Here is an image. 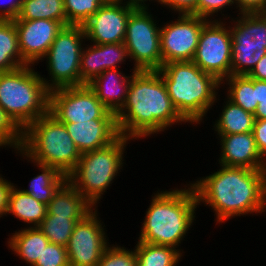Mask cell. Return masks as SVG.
<instances>
[{
    "label": "cell",
    "instance_id": "1",
    "mask_svg": "<svg viewBox=\"0 0 266 266\" xmlns=\"http://www.w3.org/2000/svg\"><path fill=\"white\" fill-rule=\"evenodd\" d=\"M220 169L190 183L198 205H209L216 222L266 212V170L220 165Z\"/></svg>",
    "mask_w": 266,
    "mask_h": 266
},
{
    "label": "cell",
    "instance_id": "2",
    "mask_svg": "<svg viewBox=\"0 0 266 266\" xmlns=\"http://www.w3.org/2000/svg\"><path fill=\"white\" fill-rule=\"evenodd\" d=\"M131 74L125 104L115 114L120 135L139 140L187 122L173 105L158 71Z\"/></svg>",
    "mask_w": 266,
    "mask_h": 266
},
{
    "label": "cell",
    "instance_id": "3",
    "mask_svg": "<svg viewBox=\"0 0 266 266\" xmlns=\"http://www.w3.org/2000/svg\"><path fill=\"white\" fill-rule=\"evenodd\" d=\"M188 185L152 195L138 241L178 248L194 223L198 206L195 191Z\"/></svg>",
    "mask_w": 266,
    "mask_h": 266
},
{
    "label": "cell",
    "instance_id": "4",
    "mask_svg": "<svg viewBox=\"0 0 266 266\" xmlns=\"http://www.w3.org/2000/svg\"><path fill=\"white\" fill-rule=\"evenodd\" d=\"M157 71L173 105L187 124H200L217 102L221 82L193 61L166 63Z\"/></svg>",
    "mask_w": 266,
    "mask_h": 266
},
{
    "label": "cell",
    "instance_id": "5",
    "mask_svg": "<svg viewBox=\"0 0 266 266\" xmlns=\"http://www.w3.org/2000/svg\"><path fill=\"white\" fill-rule=\"evenodd\" d=\"M17 152L28 161L54 167L66 176L75 169L82 155L65 124L49 112L23 131V144Z\"/></svg>",
    "mask_w": 266,
    "mask_h": 266
},
{
    "label": "cell",
    "instance_id": "6",
    "mask_svg": "<svg viewBox=\"0 0 266 266\" xmlns=\"http://www.w3.org/2000/svg\"><path fill=\"white\" fill-rule=\"evenodd\" d=\"M34 65L0 73V106L24 131L49 112V93Z\"/></svg>",
    "mask_w": 266,
    "mask_h": 266
},
{
    "label": "cell",
    "instance_id": "7",
    "mask_svg": "<svg viewBox=\"0 0 266 266\" xmlns=\"http://www.w3.org/2000/svg\"><path fill=\"white\" fill-rule=\"evenodd\" d=\"M132 139L120 135L111 144L82 153L75 169L67 180L95 207L113 179L118 176L124 163V153L128 141ZM111 184V185H110Z\"/></svg>",
    "mask_w": 266,
    "mask_h": 266
},
{
    "label": "cell",
    "instance_id": "8",
    "mask_svg": "<svg viewBox=\"0 0 266 266\" xmlns=\"http://www.w3.org/2000/svg\"><path fill=\"white\" fill-rule=\"evenodd\" d=\"M86 40L81 25L64 26L56 35L47 54L49 79L42 80L49 91L64 87L80 86L81 52ZM83 43V44H82Z\"/></svg>",
    "mask_w": 266,
    "mask_h": 266
},
{
    "label": "cell",
    "instance_id": "9",
    "mask_svg": "<svg viewBox=\"0 0 266 266\" xmlns=\"http://www.w3.org/2000/svg\"><path fill=\"white\" fill-rule=\"evenodd\" d=\"M238 14L230 26L231 75H248L266 54V12Z\"/></svg>",
    "mask_w": 266,
    "mask_h": 266
},
{
    "label": "cell",
    "instance_id": "10",
    "mask_svg": "<svg viewBox=\"0 0 266 266\" xmlns=\"http://www.w3.org/2000/svg\"><path fill=\"white\" fill-rule=\"evenodd\" d=\"M148 7H136L129 15L124 44L137 71H157L163 66L160 29ZM156 21V22H155ZM158 26V27H157Z\"/></svg>",
    "mask_w": 266,
    "mask_h": 266
},
{
    "label": "cell",
    "instance_id": "11",
    "mask_svg": "<svg viewBox=\"0 0 266 266\" xmlns=\"http://www.w3.org/2000/svg\"><path fill=\"white\" fill-rule=\"evenodd\" d=\"M49 113L61 123L116 119L87 85L58 88L49 93Z\"/></svg>",
    "mask_w": 266,
    "mask_h": 266
},
{
    "label": "cell",
    "instance_id": "12",
    "mask_svg": "<svg viewBox=\"0 0 266 266\" xmlns=\"http://www.w3.org/2000/svg\"><path fill=\"white\" fill-rule=\"evenodd\" d=\"M224 19L209 20L202 28L192 61L220 82L231 76L232 38Z\"/></svg>",
    "mask_w": 266,
    "mask_h": 266
},
{
    "label": "cell",
    "instance_id": "13",
    "mask_svg": "<svg viewBox=\"0 0 266 266\" xmlns=\"http://www.w3.org/2000/svg\"><path fill=\"white\" fill-rule=\"evenodd\" d=\"M209 20L193 14H179L160 29V51L163 64L192 61L203 26Z\"/></svg>",
    "mask_w": 266,
    "mask_h": 266
},
{
    "label": "cell",
    "instance_id": "14",
    "mask_svg": "<svg viewBox=\"0 0 266 266\" xmlns=\"http://www.w3.org/2000/svg\"><path fill=\"white\" fill-rule=\"evenodd\" d=\"M95 208L77 222L66 246L69 266H97L102 254L110 246Z\"/></svg>",
    "mask_w": 266,
    "mask_h": 266
},
{
    "label": "cell",
    "instance_id": "15",
    "mask_svg": "<svg viewBox=\"0 0 266 266\" xmlns=\"http://www.w3.org/2000/svg\"><path fill=\"white\" fill-rule=\"evenodd\" d=\"M125 1H106L82 25L86 41L95 44L124 42L129 15L136 8Z\"/></svg>",
    "mask_w": 266,
    "mask_h": 266
},
{
    "label": "cell",
    "instance_id": "16",
    "mask_svg": "<svg viewBox=\"0 0 266 266\" xmlns=\"http://www.w3.org/2000/svg\"><path fill=\"white\" fill-rule=\"evenodd\" d=\"M22 59L28 65L39 63L47 54L64 25L55 20H14Z\"/></svg>",
    "mask_w": 266,
    "mask_h": 266
},
{
    "label": "cell",
    "instance_id": "17",
    "mask_svg": "<svg viewBox=\"0 0 266 266\" xmlns=\"http://www.w3.org/2000/svg\"><path fill=\"white\" fill-rule=\"evenodd\" d=\"M83 47L80 60V86L88 84L108 69H119V64L130 59L123 42L95 44ZM127 58V59H126Z\"/></svg>",
    "mask_w": 266,
    "mask_h": 266
},
{
    "label": "cell",
    "instance_id": "18",
    "mask_svg": "<svg viewBox=\"0 0 266 266\" xmlns=\"http://www.w3.org/2000/svg\"><path fill=\"white\" fill-rule=\"evenodd\" d=\"M217 135L222 146L219 165L266 170V160L257 149L253 132Z\"/></svg>",
    "mask_w": 266,
    "mask_h": 266
},
{
    "label": "cell",
    "instance_id": "19",
    "mask_svg": "<svg viewBox=\"0 0 266 266\" xmlns=\"http://www.w3.org/2000/svg\"><path fill=\"white\" fill-rule=\"evenodd\" d=\"M63 124L81 154L103 148L120 136L116 119Z\"/></svg>",
    "mask_w": 266,
    "mask_h": 266
},
{
    "label": "cell",
    "instance_id": "20",
    "mask_svg": "<svg viewBox=\"0 0 266 266\" xmlns=\"http://www.w3.org/2000/svg\"><path fill=\"white\" fill-rule=\"evenodd\" d=\"M132 75L126 76L118 68L105 70L87 85L100 102L111 112L117 113L125 104Z\"/></svg>",
    "mask_w": 266,
    "mask_h": 266
},
{
    "label": "cell",
    "instance_id": "21",
    "mask_svg": "<svg viewBox=\"0 0 266 266\" xmlns=\"http://www.w3.org/2000/svg\"><path fill=\"white\" fill-rule=\"evenodd\" d=\"M95 207L67 180L47 205V214L86 217Z\"/></svg>",
    "mask_w": 266,
    "mask_h": 266
},
{
    "label": "cell",
    "instance_id": "22",
    "mask_svg": "<svg viewBox=\"0 0 266 266\" xmlns=\"http://www.w3.org/2000/svg\"><path fill=\"white\" fill-rule=\"evenodd\" d=\"M49 243L48 238L40 231L38 227H26L15 231L8 238V248H10L20 260L25 261L33 266L39 256L43 253L44 248Z\"/></svg>",
    "mask_w": 266,
    "mask_h": 266
},
{
    "label": "cell",
    "instance_id": "23",
    "mask_svg": "<svg viewBox=\"0 0 266 266\" xmlns=\"http://www.w3.org/2000/svg\"><path fill=\"white\" fill-rule=\"evenodd\" d=\"M47 205L25 194L22 189L13 186L8 203L7 214H12L19 220L27 223L29 228L38 227L47 213ZM31 224V225H30Z\"/></svg>",
    "mask_w": 266,
    "mask_h": 266
},
{
    "label": "cell",
    "instance_id": "24",
    "mask_svg": "<svg viewBox=\"0 0 266 266\" xmlns=\"http://www.w3.org/2000/svg\"><path fill=\"white\" fill-rule=\"evenodd\" d=\"M40 169L41 174L33 177L29 189H23L25 194H30L34 199L48 205L54 194L67 181V176L56 168L33 162Z\"/></svg>",
    "mask_w": 266,
    "mask_h": 266
},
{
    "label": "cell",
    "instance_id": "25",
    "mask_svg": "<svg viewBox=\"0 0 266 266\" xmlns=\"http://www.w3.org/2000/svg\"><path fill=\"white\" fill-rule=\"evenodd\" d=\"M26 65L19 50L14 20H0V73Z\"/></svg>",
    "mask_w": 266,
    "mask_h": 266
},
{
    "label": "cell",
    "instance_id": "26",
    "mask_svg": "<svg viewBox=\"0 0 266 266\" xmlns=\"http://www.w3.org/2000/svg\"><path fill=\"white\" fill-rule=\"evenodd\" d=\"M213 126L217 134H235L253 132L254 114L245 111L228 98L223 104V110Z\"/></svg>",
    "mask_w": 266,
    "mask_h": 266
},
{
    "label": "cell",
    "instance_id": "27",
    "mask_svg": "<svg viewBox=\"0 0 266 266\" xmlns=\"http://www.w3.org/2000/svg\"><path fill=\"white\" fill-rule=\"evenodd\" d=\"M229 85L227 87V98L234 104L240 106L245 111L254 114L258 107L256 101V79L248 75H231L225 78L221 84Z\"/></svg>",
    "mask_w": 266,
    "mask_h": 266
},
{
    "label": "cell",
    "instance_id": "28",
    "mask_svg": "<svg viewBox=\"0 0 266 266\" xmlns=\"http://www.w3.org/2000/svg\"><path fill=\"white\" fill-rule=\"evenodd\" d=\"M49 19L67 26L64 0H23L14 20Z\"/></svg>",
    "mask_w": 266,
    "mask_h": 266
},
{
    "label": "cell",
    "instance_id": "29",
    "mask_svg": "<svg viewBox=\"0 0 266 266\" xmlns=\"http://www.w3.org/2000/svg\"><path fill=\"white\" fill-rule=\"evenodd\" d=\"M183 253L181 249L141 241L135 246L137 266H176Z\"/></svg>",
    "mask_w": 266,
    "mask_h": 266
},
{
    "label": "cell",
    "instance_id": "30",
    "mask_svg": "<svg viewBox=\"0 0 266 266\" xmlns=\"http://www.w3.org/2000/svg\"><path fill=\"white\" fill-rule=\"evenodd\" d=\"M85 217H62L48 215L40 223L38 228L48 238L49 242L67 246L77 222Z\"/></svg>",
    "mask_w": 266,
    "mask_h": 266
},
{
    "label": "cell",
    "instance_id": "31",
    "mask_svg": "<svg viewBox=\"0 0 266 266\" xmlns=\"http://www.w3.org/2000/svg\"><path fill=\"white\" fill-rule=\"evenodd\" d=\"M107 0H64L68 25H83Z\"/></svg>",
    "mask_w": 266,
    "mask_h": 266
},
{
    "label": "cell",
    "instance_id": "32",
    "mask_svg": "<svg viewBox=\"0 0 266 266\" xmlns=\"http://www.w3.org/2000/svg\"><path fill=\"white\" fill-rule=\"evenodd\" d=\"M23 144V130L0 106V148L12 147L15 151L21 150Z\"/></svg>",
    "mask_w": 266,
    "mask_h": 266
},
{
    "label": "cell",
    "instance_id": "33",
    "mask_svg": "<svg viewBox=\"0 0 266 266\" xmlns=\"http://www.w3.org/2000/svg\"><path fill=\"white\" fill-rule=\"evenodd\" d=\"M97 266H137L134 250L119 245H110L101 256Z\"/></svg>",
    "mask_w": 266,
    "mask_h": 266
},
{
    "label": "cell",
    "instance_id": "34",
    "mask_svg": "<svg viewBox=\"0 0 266 266\" xmlns=\"http://www.w3.org/2000/svg\"><path fill=\"white\" fill-rule=\"evenodd\" d=\"M33 266H69L66 247L49 242Z\"/></svg>",
    "mask_w": 266,
    "mask_h": 266
},
{
    "label": "cell",
    "instance_id": "35",
    "mask_svg": "<svg viewBox=\"0 0 266 266\" xmlns=\"http://www.w3.org/2000/svg\"><path fill=\"white\" fill-rule=\"evenodd\" d=\"M236 5L235 0H198L197 2V16L213 20L211 17H215V14L219 11L225 10L230 6Z\"/></svg>",
    "mask_w": 266,
    "mask_h": 266
},
{
    "label": "cell",
    "instance_id": "36",
    "mask_svg": "<svg viewBox=\"0 0 266 266\" xmlns=\"http://www.w3.org/2000/svg\"><path fill=\"white\" fill-rule=\"evenodd\" d=\"M198 0H161V6L170 8L179 14L197 15Z\"/></svg>",
    "mask_w": 266,
    "mask_h": 266
},
{
    "label": "cell",
    "instance_id": "37",
    "mask_svg": "<svg viewBox=\"0 0 266 266\" xmlns=\"http://www.w3.org/2000/svg\"><path fill=\"white\" fill-rule=\"evenodd\" d=\"M253 135L261 157L266 159V119L255 120Z\"/></svg>",
    "mask_w": 266,
    "mask_h": 266
},
{
    "label": "cell",
    "instance_id": "38",
    "mask_svg": "<svg viewBox=\"0 0 266 266\" xmlns=\"http://www.w3.org/2000/svg\"><path fill=\"white\" fill-rule=\"evenodd\" d=\"M240 13L266 12V0H235Z\"/></svg>",
    "mask_w": 266,
    "mask_h": 266
},
{
    "label": "cell",
    "instance_id": "39",
    "mask_svg": "<svg viewBox=\"0 0 266 266\" xmlns=\"http://www.w3.org/2000/svg\"><path fill=\"white\" fill-rule=\"evenodd\" d=\"M22 1L23 0H8V3L0 5V20L16 19L20 11Z\"/></svg>",
    "mask_w": 266,
    "mask_h": 266
},
{
    "label": "cell",
    "instance_id": "40",
    "mask_svg": "<svg viewBox=\"0 0 266 266\" xmlns=\"http://www.w3.org/2000/svg\"><path fill=\"white\" fill-rule=\"evenodd\" d=\"M13 186V183L0 174V218L6 215L8 211L9 196Z\"/></svg>",
    "mask_w": 266,
    "mask_h": 266
},
{
    "label": "cell",
    "instance_id": "41",
    "mask_svg": "<svg viewBox=\"0 0 266 266\" xmlns=\"http://www.w3.org/2000/svg\"><path fill=\"white\" fill-rule=\"evenodd\" d=\"M248 76L257 80H266V54L258 61Z\"/></svg>",
    "mask_w": 266,
    "mask_h": 266
},
{
    "label": "cell",
    "instance_id": "42",
    "mask_svg": "<svg viewBox=\"0 0 266 266\" xmlns=\"http://www.w3.org/2000/svg\"><path fill=\"white\" fill-rule=\"evenodd\" d=\"M256 101L266 102V80L256 79Z\"/></svg>",
    "mask_w": 266,
    "mask_h": 266
},
{
    "label": "cell",
    "instance_id": "43",
    "mask_svg": "<svg viewBox=\"0 0 266 266\" xmlns=\"http://www.w3.org/2000/svg\"><path fill=\"white\" fill-rule=\"evenodd\" d=\"M255 120L266 119V102H259L256 112L254 113Z\"/></svg>",
    "mask_w": 266,
    "mask_h": 266
},
{
    "label": "cell",
    "instance_id": "44",
    "mask_svg": "<svg viewBox=\"0 0 266 266\" xmlns=\"http://www.w3.org/2000/svg\"><path fill=\"white\" fill-rule=\"evenodd\" d=\"M148 0H127L128 3L135 7H148L145 2ZM154 1V0H149V2ZM155 2H158L159 4L161 3V0H155Z\"/></svg>",
    "mask_w": 266,
    "mask_h": 266
},
{
    "label": "cell",
    "instance_id": "45",
    "mask_svg": "<svg viewBox=\"0 0 266 266\" xmlns=\"http://www.w3.org/2000/svg\"><path fill=\"white\" fill-rule=\"evenodd\" d=\"M107 1H123V0H107Z\"/></svg>",
    "mask_w": 266,
    "mask_h": 266
}]
</instances>
